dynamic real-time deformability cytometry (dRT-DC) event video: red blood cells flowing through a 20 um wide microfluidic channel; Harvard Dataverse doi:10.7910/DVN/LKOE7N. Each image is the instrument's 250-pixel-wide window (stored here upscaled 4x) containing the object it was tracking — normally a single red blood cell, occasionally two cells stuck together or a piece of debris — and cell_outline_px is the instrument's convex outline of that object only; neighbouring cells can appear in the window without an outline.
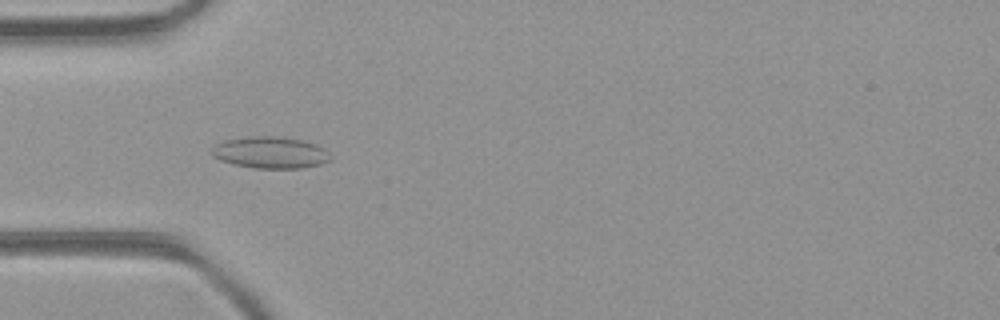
{"species": "common noctule bat (a hibernating species)", "species_latin": "Nyctalus noctula", "temperature_condition": "room temperature", "stored_images_in_passage": 45, "camera_frame_rate_fps": 3000, "um_per_image_px": 0.085, "animal": {"sex": "female", "body_mass_g": 21.9}, "frame": {"image": 1, "passage_image": 13, "time_ms": 4.0, "image_size_px": [1000, 320], "cell_outline_px": [[332, 160], [320, 164], [300, 168], [252, 168], [232, 164], [220, 160], [212, 156], [212, 148], [216, 144], [224, 140], [256, 136], [272, 136], [300, 140], [316, 144], [324, 148], [332, 156]], "centroid_in_image_um": [22.98, 12.98], "position_along_channel_um": 62.0, "area_um2": 21.85}}
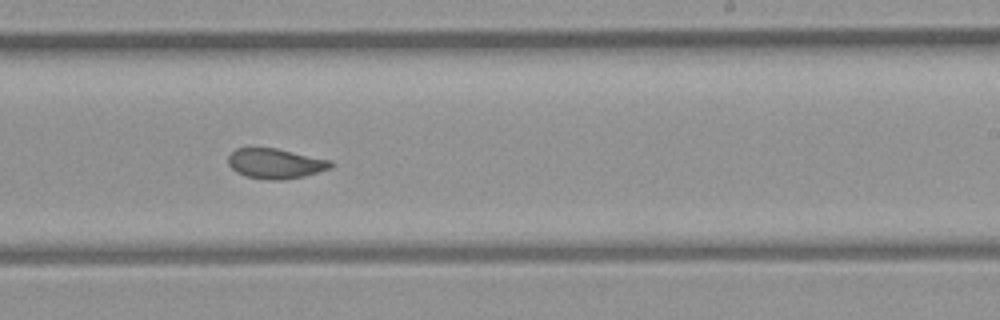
{"frame": {"image": 2, "passage_image": 27, "time_ms": 8.667, "image_size_px": [1000, 320], "cell_outline_px": [[332, 168], [304, 176], [284, 180], [268, 180], [248, 176], [236, 172], [228, 164], [228, 156], [236, 148], [276, 148], [332, 160]], "centroid_in_image_um": [23.43, 13.9], "position_along_channel_um": 265.6, "area_um2": 17.98}}
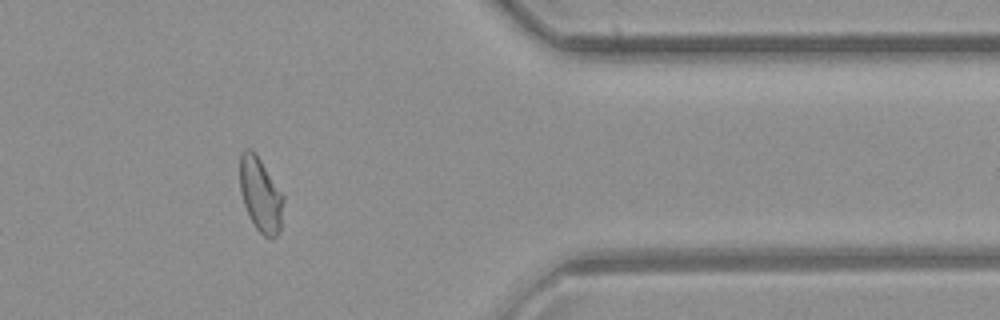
{"frame": {"image": 3, "passage_image": 37, "time_ms": 12.0, "image_size_px": [1000, 320], "cell_outline_px": [[284, 200], [280, 232], [272, 240], [264, 236], [256, 228], [244, 204], [240, 192], [240, 156], [244, 148], [252, 148], [256, 152], [284, 196]], "centroid_in_image_um": [22.16, 16.53], "position_along_channel_um": 389.2, "area_um2": 19.02}, "authors_computed_cell_mechanics": {"area_um2": 19.1896, "velocity_mm_per_s": 4.3892, "shape_relaxation_time_tau1_ms": null, "shape_relaxation_time_tau2_ms": 1.2301, "deformation_change_tau1": null, "deformation_change_tau2": 0.065}}